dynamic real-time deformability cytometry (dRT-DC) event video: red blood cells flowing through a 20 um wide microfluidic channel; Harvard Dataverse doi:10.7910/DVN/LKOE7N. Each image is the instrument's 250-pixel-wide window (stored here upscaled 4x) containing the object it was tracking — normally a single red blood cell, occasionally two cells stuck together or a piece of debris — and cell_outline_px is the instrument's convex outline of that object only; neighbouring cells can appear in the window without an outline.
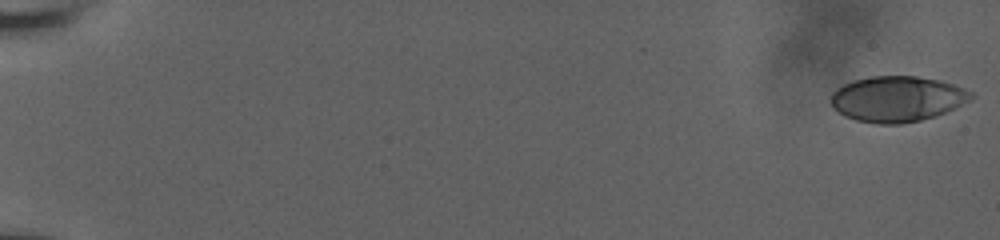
{"species": "human", "species_latin": "Homo sapiens", "temperature_condition": "room temperature", "stored_images_in_passage": 57, "camera_frame_rate_fps": 3000, "um_per_image_px": 0.085, "donor": {"sex": "male"}, "frame": {"image": 1, "passage_image": 1, "time_ms": 0.0, "image_size_px": [1000, 240], "cell_outline_px": [[976, 96], [972, 100], [944, 112], [920, 120], [900, 124], [876, 124], [856, 120], [840, 112], [832, 104], [832, 92], [836, 88], [852, 80], [872, 76], [916, 76], [940, 80], [964, 88], [972, 92]], "centroid_in_image_um": [76.29, 8.39], "position_along_channel_um": 8.7, "area_um2": 37.05}}
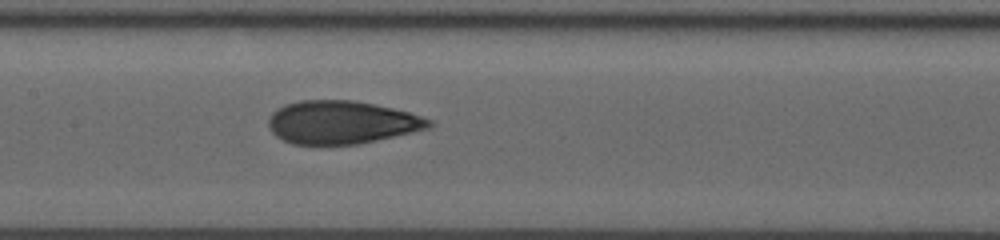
{"frame": {"image": 2, "passage_image": 31, "time_ms": 10.0, "image_size_px": [1000, 240], "cell_outline_px": [[432, 128], [376, 140], [356, 144], [292, 144], [276, 136], [268, 128], [268, 120], [272, 112], [284, 104], [300, 100], [352, 100], [392, 108], [408, 112], [432, 120]], "centroid_in_image_um": [29.01, 10.39], "position_along_channel_um": 178.4, "area_um2": 40.17}}
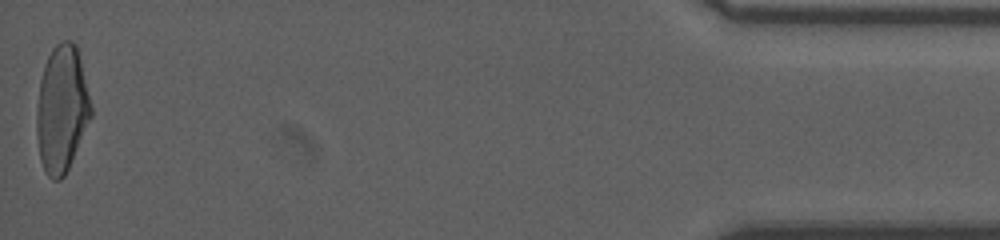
{"frame": {"image": 3, "passage_image": 57, "time_ms": 18.667, "image_size_px": [1000, 240], "cell_outline_px": [[92, 116], [68, 168], [64, 176], [60, 180], [52, 180], [44, 172], [40, 160], [36, 136], [36, 112], [40, 80], [44, 64], [52, 48], [60, 40], [72, 40], [76, 44], [92, 108]], "centroid_in_image_um": [5.23, 9.27], "position_along_channel_um": 430.0, "area_um2": 40.29}, "authors_computed_cell_mechanics": {"area_um2": 39.6508, "velocity_mm_per_s": 3.8636, "shape_relaxation_time_tau1_ms": 7.7791, "shape_relaxation_time_tau2_ms": 1.3077, "deformation_change_tau1": 0.2461, "deformation_change_tau2": 0.0761}}